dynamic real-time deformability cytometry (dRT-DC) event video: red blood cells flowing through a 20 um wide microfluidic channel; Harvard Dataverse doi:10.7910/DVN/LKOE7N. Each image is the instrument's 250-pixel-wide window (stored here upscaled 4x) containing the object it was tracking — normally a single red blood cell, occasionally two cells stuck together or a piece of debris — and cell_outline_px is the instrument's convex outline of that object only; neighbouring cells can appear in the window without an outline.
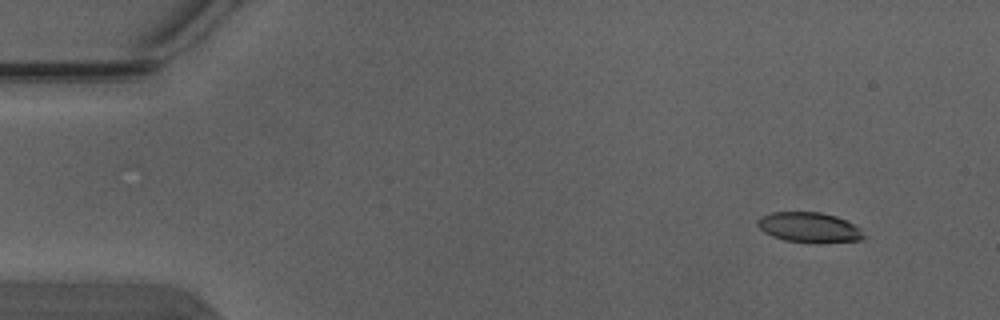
{"species": "Egyptian fruit bat (a non-hibernating species)", "species_latin": "Rousettus aegyptiacus", "temperature_condition": "warm", "stored_images_in_passage": 4, "camera_frame_rate_fps": 3000, "um_per_image_px": 0.085, "animal": {"sex": "male"}, "frame": {"image": 1, "passage_image": 1, "time_ms": 0.0, "image_size_px": [1000, 320], "cell_outline_px": [[864, 240], [784, 240], [772, 236], [764, 232], [756, 224], [756, 220], [772, 212], [820, 212], [836, 216], [860, 228], [864, 236]], "centroid_in_image_um": [68.72, 19.28], "position_along_channel_um": 16.3, "area_um2": 17.63}}